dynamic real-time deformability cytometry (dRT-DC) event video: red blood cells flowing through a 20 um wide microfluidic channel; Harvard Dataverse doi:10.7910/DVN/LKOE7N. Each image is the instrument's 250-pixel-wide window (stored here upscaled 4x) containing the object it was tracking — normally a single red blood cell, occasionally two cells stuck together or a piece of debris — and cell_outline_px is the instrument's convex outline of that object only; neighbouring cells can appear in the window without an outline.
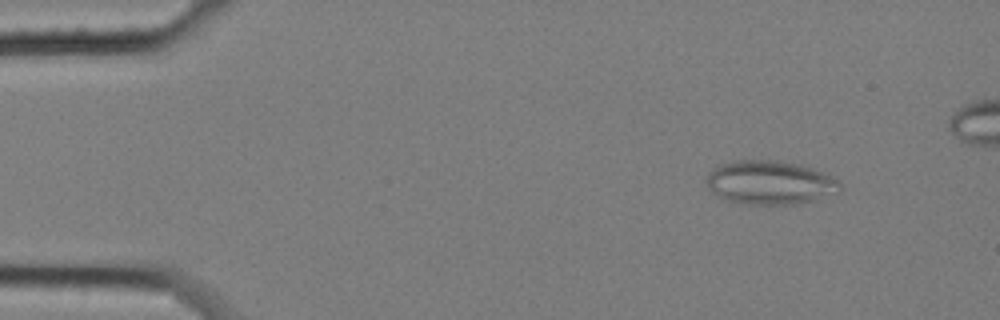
{"species": "common noctule bat (a hibernating species)", "species_latin": "Nyctalus noctula", "temperature_condition": "cold", "stored_images_in_passage": 50, "camera_frame_rate_fps": 3000, "um_per_image_px": 0.085, "animal": {"sex": "female", "body_mass_g": 25.1}, "frame": {"image": 1, "passage_image": 2, "time_ms": 0.333, "image_size_px": [1000, 320], "cell_outline_px": [[840, 192], [812, 200], [792, 204], [752, 204], [728, 200], [720, 196], [708, 188], [704, 180], [720, 164], [732, 160], [776, 160], [796, 164], [812, 168], [840, 180]], "centroid_in_image_um": [65.46, 15.5], "position_along_channel_um": 19.5, "area_um2": 33.64}}
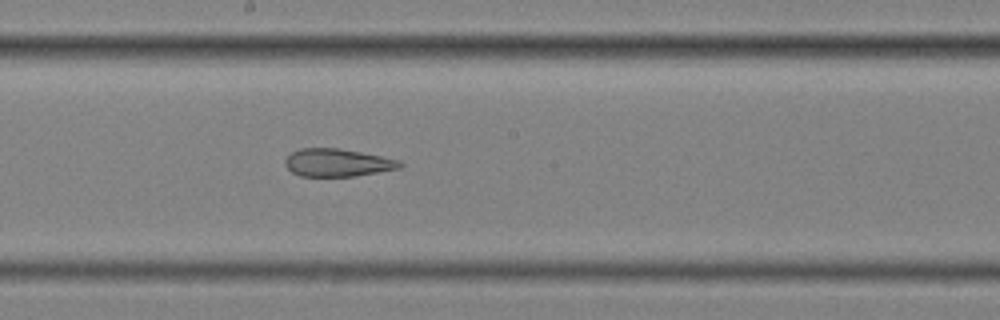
{"frame": {"image": 2, "passage_image": 27, "time_ms": 8.667, "image_size_px": [1000, 320], "cell_outline_px": [[404, 164], [400, 168], [352, 176], [300, 176], [292, 172], [284, 164], [284, 160], [292, 152], [300, 148], [340, 148], [400, 160]], "centroid_in_image_um": [28.66, 13.82], "position_along_channel_um": 219.5, "area_um2": 18.44}}
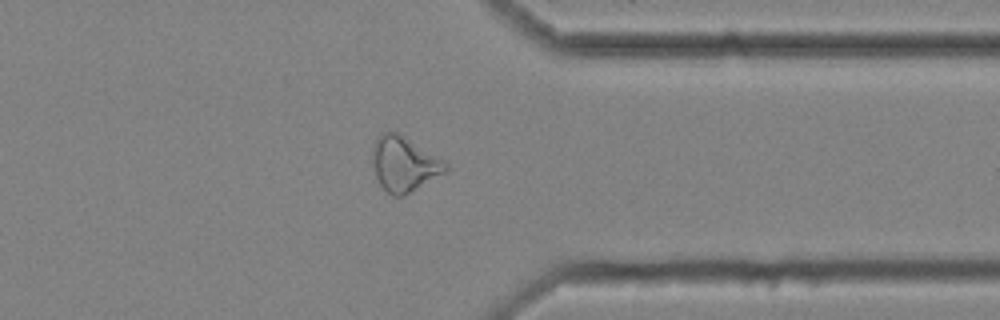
{"frame": {"image": 3, "passage_image": 41, "time_ms": 13.333, "image_size_px": [1000, 320], "cell_outline_px": [[448, 168], [444, 172], [408, 192], [400, 196], [392, 196], [380, 184], [376, 176], [372, 164], [372, 144], [388, 128], [400, 132], [444, 160], [448, 164]], "centroid_in_image_um": [34.31, 13.86], "position_along_channel_um": 377.1, "area_um2": 23.29}}